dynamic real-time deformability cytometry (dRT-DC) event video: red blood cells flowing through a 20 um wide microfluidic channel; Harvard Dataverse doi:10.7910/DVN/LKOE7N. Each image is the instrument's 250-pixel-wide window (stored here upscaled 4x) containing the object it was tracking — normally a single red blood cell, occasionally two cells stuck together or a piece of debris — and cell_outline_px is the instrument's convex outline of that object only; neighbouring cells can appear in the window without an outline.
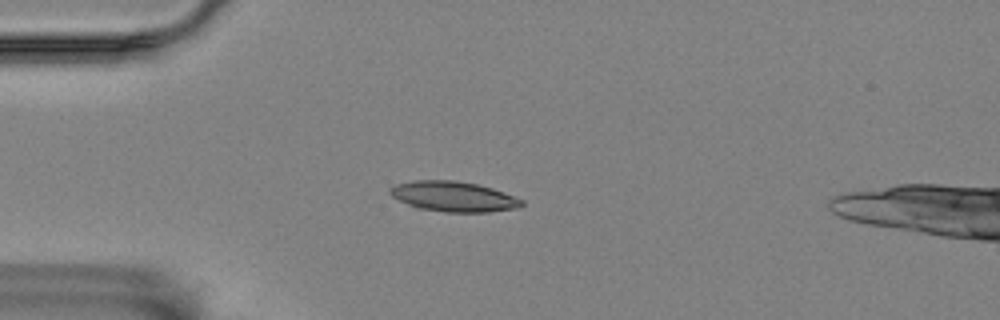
{"species": "Egyptian fruit bat (a non-hibernating species)", "species_latin": "Rousettus aegyptiacus", "temperature_condition": "room temperature", "stored_images_in_passage": 3, "camera_frame_rate_fps": 3000, "um_per_image_px": 0.085, "animal": {"sex": "female"}, "frame": {"image": 1, "passage_image": 1, "time_ms": 0.0, "image_size_px": [1000, 320], "cell_outline_px": [[524, 204], [520, 208], [488, 212], [444, 212], [416, 208], [392, 196], [388, 192], [388, 188], [396, 184], [412, 180], [456, 180], [476, 184], [492, 188], [524, 200]], "centroid_in_image_um": [38.54, 16.7], "position_along_channel_um": 46.5, "area_um2": 23.35}}
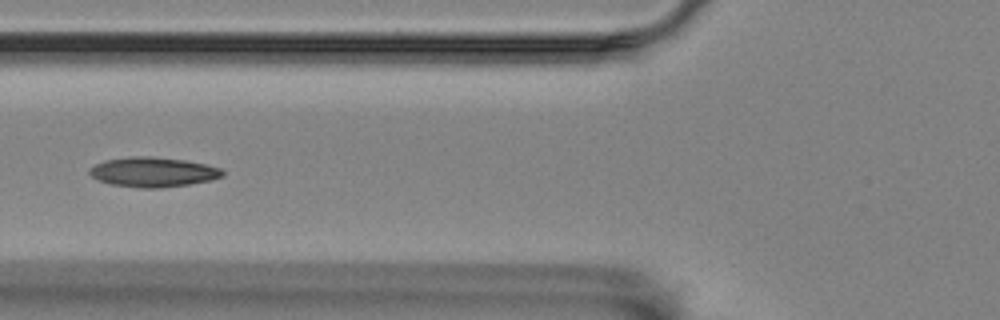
{"frame": {"image": 2, "passage_image": 3, "time_ms": 0.667, "image_size_px": [1000, 320], "cell_outline_px": [[224, 176], [212, 180], [188, 184], [160, 188], [140, 188], [112, 184], [96, 180], [88, 172], [88, 168], [104, 160], [132, 156], [152, 156], [184, 160], [208, 164], [220, 168], [224, 172]], "centroid_in_image_um": [13.01, 14.62], "position_along_channel_um": 112.8, "area_um2": 23.24}}